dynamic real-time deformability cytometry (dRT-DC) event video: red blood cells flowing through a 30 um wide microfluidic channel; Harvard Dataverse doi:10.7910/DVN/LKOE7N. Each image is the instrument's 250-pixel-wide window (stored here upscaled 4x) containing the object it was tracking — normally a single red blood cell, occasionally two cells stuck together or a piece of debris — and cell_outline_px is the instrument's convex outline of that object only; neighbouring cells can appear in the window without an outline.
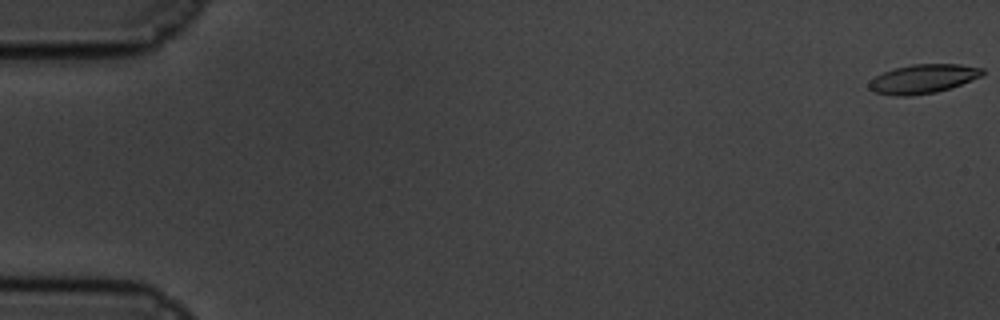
{"species": "common noctule bat (a hibernating species)", "species_latin": "Nyctalus noctula", "temperature_condition": "cold", "stored_images_in_passage": 61, "camera_frame_rate_fps": 3000, "um_per_image_px": 0.085, "animal": {"sex": "male", "body_mass_g": 19.5, "forearm_length_mm": 54.6}, "frame": {"image": 1, "passage_image": 1, "time_ms": 0.0, "image_size_px": [1000, 320], "cell_outline_px": [[984, 72], [980, 76], [952, 88], [936, 92], [908, 96], [896, 96], [872, 92], [868, 88], [868, 84], [876, 76], [884, 72], [896, 68], [912, 64], [960, 64], [984, 68]], "centroid_in_image_um": [78.45, 6.71], "position_along_channel_um": 6.5, "area_um2": 19.13}}
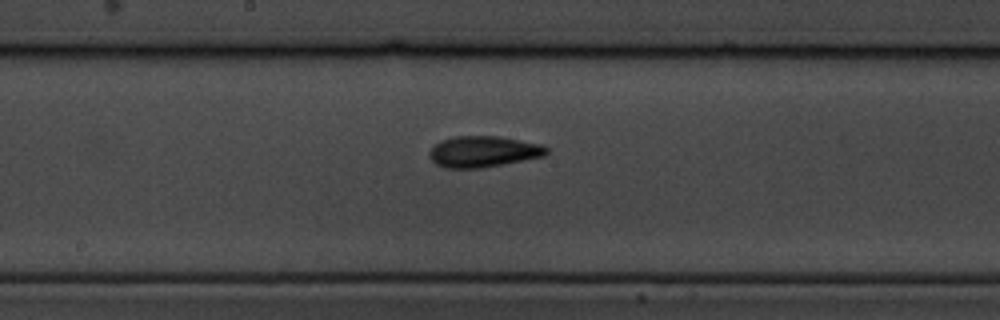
{"frame": {"image": 2, "passage_image": 33, "time_ms": 10.667, "image_size_px": [1000, 320], "cell_outline_px": [[548, 152], [544, 156], [480, 168], [444, 168], [436, 164], [428, 156], [428, 152], [440, 140], [456, 136], [496, 136], [540, 144], [548, 148]], "centroid_in_image_um": [41.04, 12.89], "position_along_channel_um": 207.2, "area_um2": 21.04}}
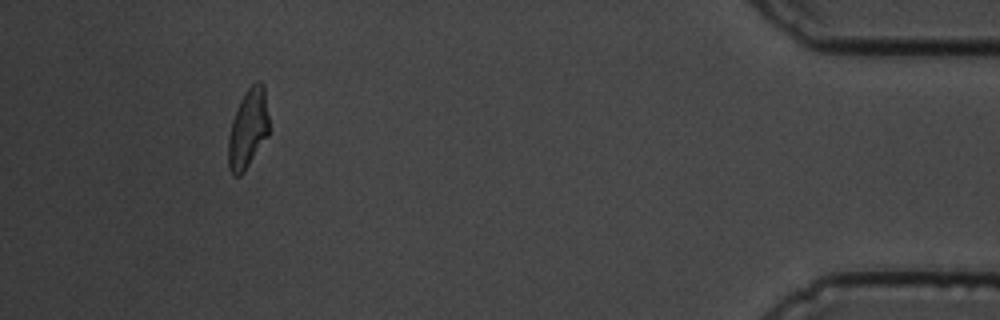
{"frame": {"image": 3, "passage_image": 57, "time_ms": 18.667, "image_size_px": [1000, 320], "cell_outline_px": [[268, 136], [244, 172], [240, 176], [232, 176], [228, 168], [228, 136], [232, 120], [240, 100], [244, 92], [256, 80], [260, 80], [264, 84], [268, 116]], "centroid_in_image_um": [21.07, 10.94], "position_along_channel_um": 414.1, "area_um2": 19.02}, "authors_computed_cell_mechanics": {"area_um2": 19.652, "velocity_mm_per_s": 3.3442, "shape_relaxation_time_tau1_ms": 3.9709, "shape_relaxation_time_tau2_ms": 1.7801, "deformation_change_tau1": 0.1496, "deformation_change_tau2": 0.086}}